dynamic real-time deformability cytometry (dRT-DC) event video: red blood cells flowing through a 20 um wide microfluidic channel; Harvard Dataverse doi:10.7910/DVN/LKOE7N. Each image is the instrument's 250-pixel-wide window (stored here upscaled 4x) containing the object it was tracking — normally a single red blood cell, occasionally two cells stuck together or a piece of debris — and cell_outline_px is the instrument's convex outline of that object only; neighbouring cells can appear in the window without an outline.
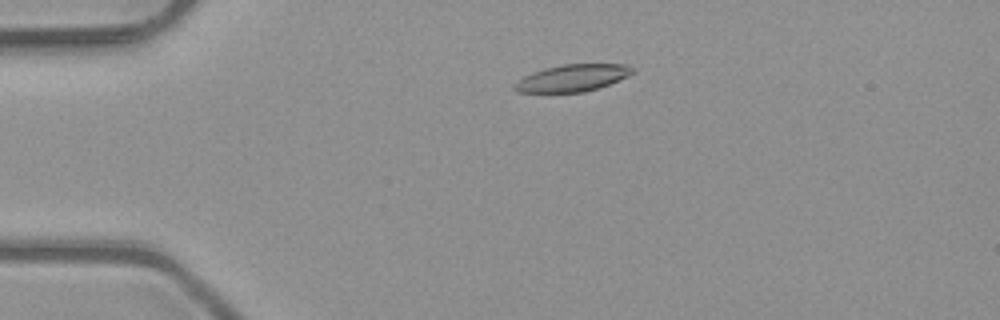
{"species": "common noctule bat (a hibernating species)", "species_latin": "Nyctalus noctula", "temperature_condition": "room temperature", "stored_images_in_passage": 50, "camera_frame_rate_fps": 3000, "um_per_image_px": 0.085, "animal": {"sex": "male", "body_mass_g": 23.1, "forearm_length_mm": 52.7}, "frame": {"image": 1, "passage_image": 10, "time_ms": 3.0, "image_size_px": [1000, 320], "cell_outline_px": [[636, 72], [628, 76], [600, 88], [584, 92], [516, 92], [512, 88], [524, 76], [532, 72], [544, 68], [560, 64], [628, 64], [636, 68]], "centroid_in_image_um": [48.72, 6.61], "position_along_channel_um": 36.3, "area_um2": 18.73}}
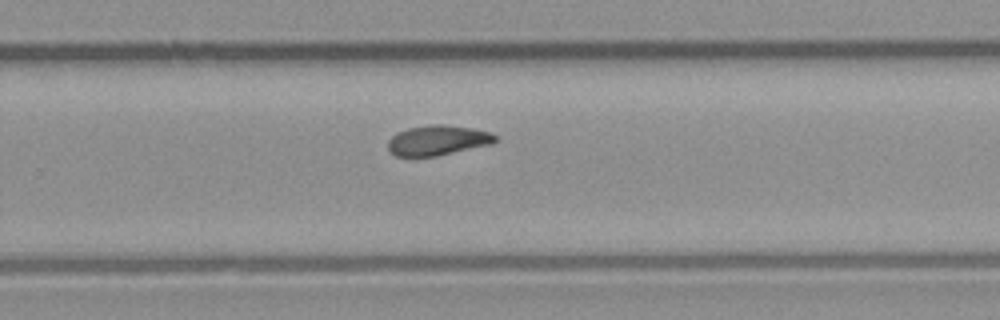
{"frame": {"image": 2, "passage_image": 32, "time_ms": 10.333, "image_size_px": [1000, 320], "cell_outline_px": [[496, 140], [492, 144], [436, 156], [396, 156], [388, 148], [388, 140], [396, 132], [408, 128], [432, 124], [440, 124], [472, 128], [492, 132], [496, 136]], "centroid_in_image_um": [37.21, 11.92], "position_along_channel_um": 292.6, "area_um2": 18.73}}
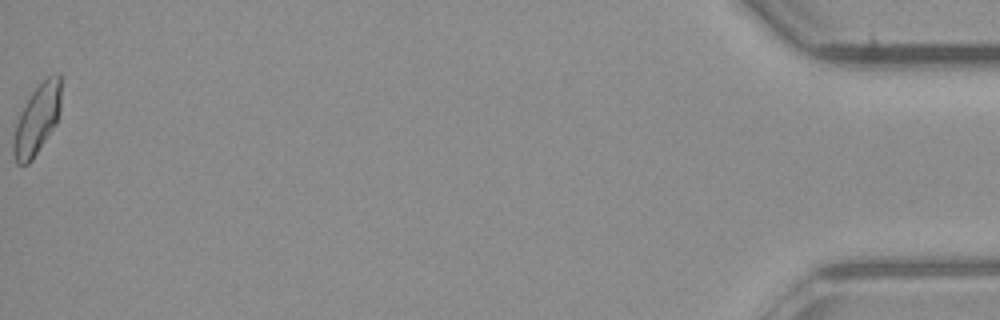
{"frame": {"image": 3, "passage_image": 50, "time_ms": 16.333, "image_size_px": [1000, 320], "cell_outline_px": [[60, 116], [56, 124], [32, 160], [28, 164], [16, 164], [12, 152], [12, 140], [16, 124], [20, 112], [32, 92], [48, 76], [56, 72], [60, 72]], "centroid_in_image_um": [3.14, 10.17], "position_along_channel_um": 432.1, "area_um2": 19.42}, "authors_computed_cell_mechanics": {"area_um2": 18.9584, "velocity_mm_per_s": 4.056, "shape_relaxation_time_tau1_ms": 5.2554, "shape_relaxation_time_tau2_ms": 10.0847, "deformation_change_tau1": 0.1526, "deformation_change_tau2": 0.1826}}